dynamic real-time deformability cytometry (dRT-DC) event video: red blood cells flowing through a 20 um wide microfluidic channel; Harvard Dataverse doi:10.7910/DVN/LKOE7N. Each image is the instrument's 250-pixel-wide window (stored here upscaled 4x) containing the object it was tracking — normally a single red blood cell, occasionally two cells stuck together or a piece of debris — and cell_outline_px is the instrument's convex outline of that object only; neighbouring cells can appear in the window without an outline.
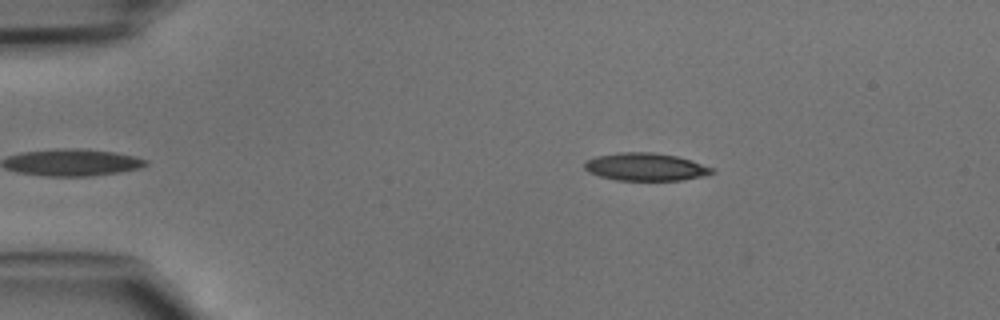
{"species": "common noctule bat (a hibernating species)", "species_latin": "Nyctalus noctula", "temperature_condition": "cold", "stored_images_in_passage": 39, "camera_frame_rate_fps": 3000, "um_per_image_px": 0.085, "animal": {"sex": "male", "body_mass_g": 15.6}, "frame": {"image": 1, "passage_image": 1, "time_ms": 0.0, "image_size_px": [1000, 320], "cell_outline_px": [[716, 172], [700, 176], [680, 180], [616, 180], [600, 176], [588, 172], [584, 168], [584, 164], [588, 160], [596, 156], [620, 152], [652, 152], [676, 156], [692, 160], [716, 168]], "centroid_in_image_um": [54.9, 14.18], "position_along_channel_um": 30.1, "area_um2": 20.58}}
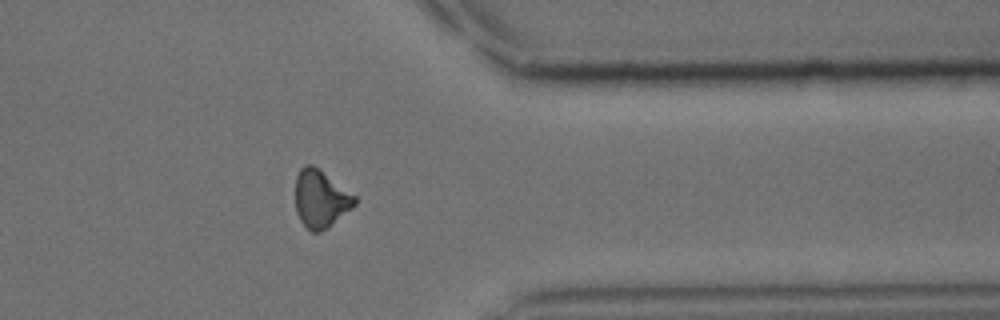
{"frame": {"image": 2, "passage_image": 30, "time_ms": 9.667, "image_size_px": [1000, 320], "cell_outline_px": [[356, 204], [352, 208], [320, 232], [312, 232], [300, 220], [296, 212], [296, 176], [300, 168], [304, 164], [312, 164], [356, 196]], "centroid_in_image_um": [27.24, 16.88], "position_along_channel_um": 384.2, "area_um2": 19.59}}
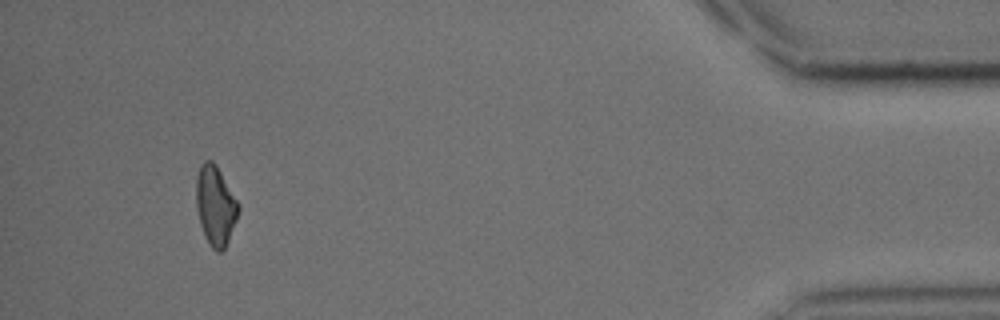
{"frame": {"image": 3, "passage_image": 36, "time_ms": 11.667, "image_size_px": [1000, 320], "cell_outline_px": [[240, 208], [236, 220], [228, 240], [224, 248], [220, 252], [216, 252], [208, 244], [204, 236], [200, 224], [196, 208], [196, 176], [200, 164], [204, 160], [212, 160], [216, 164], [240, 204]], "centroid_in_image_um": [18.3, 17.45], "position_along_channel_um": 416.9, "area_um2": 19.77}}